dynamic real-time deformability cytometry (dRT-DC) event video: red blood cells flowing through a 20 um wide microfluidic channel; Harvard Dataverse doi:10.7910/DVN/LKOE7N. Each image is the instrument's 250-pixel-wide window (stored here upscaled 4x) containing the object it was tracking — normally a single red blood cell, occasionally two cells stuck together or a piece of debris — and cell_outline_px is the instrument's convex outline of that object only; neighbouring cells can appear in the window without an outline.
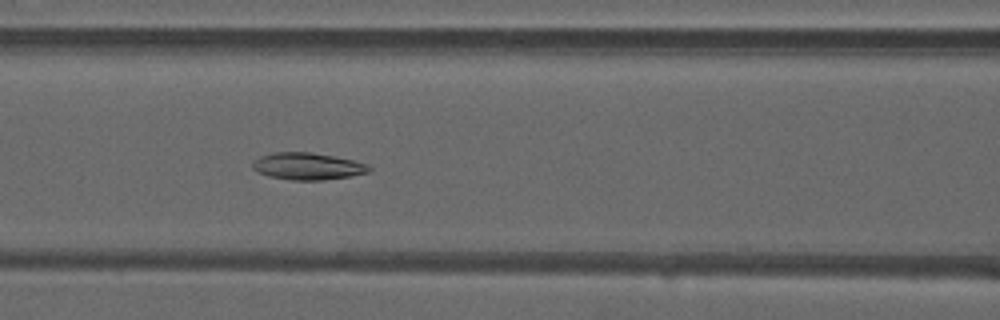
{"species": "common noctule bat (a hibernating species)", "species_latin": "Nyctalus noctula", "temperature_condition": "warm", "stored_images_in_passage": 51, "camera_frame_rate_fps": 3000, "um_per_image_px": 0.085, "animal": {"sex": "male", "forearm_length_mm": 52.5}, "frame": {"image": 1, "passage_image": 23, "time_ms": 7.333, "image_size_px": [1000, 320], "cell_outline_px": [[372, 168], [368, 172], [348, 176], [324, 180], [292, 180], [268, 176], [256, 172], [252, 168], [252, 164], [260, 156], [272, 152], [308, 152], [332, 156], [352, 160], [368, 164]], "centroid_in_image_um": [26.11, 14.13], "position_along_channel_um": 140.5, "area_um2": 18.21}}
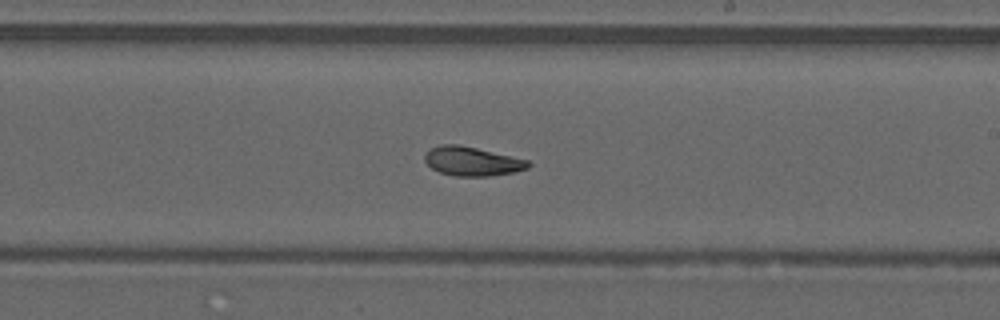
{"frame": {"image": 2, "passage_image": 31, "time_ms": 10.0, "image_size_px": [1000, 320], "cell_outline_px": [[532, 164], [528, 168], [512, 172], [488, 176], [452, 176], [440, 172], [432, 168], [424, 160], [424, 152], [440, 144], [460, 144], [528, 160]], "centroid_in_image_um": [40.09, 13.7], "position_along_channel_um": 248.9, "area_um2": 17.51}}
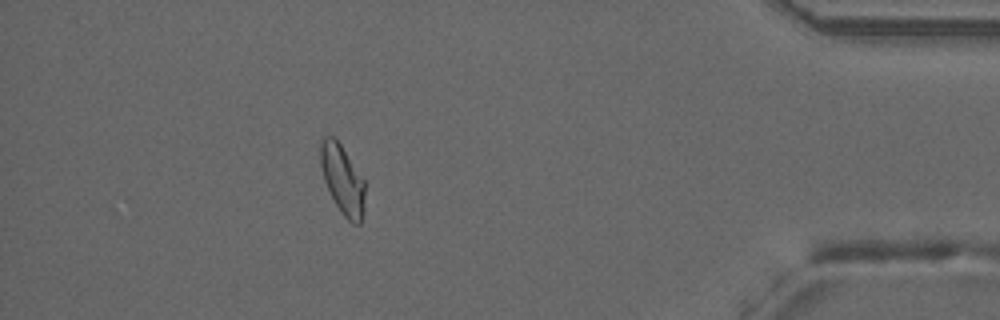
{"frame": {"image": 3, "passage_image": 46, "time_ms": 15.0, "image_size_px": [1000, 320], "cell_outline_px": [[364, 208], [360, 224], [352, 224], [344, 216], [336, 204], [324, 180], [320, 164], [320, 140], [324, 136], [332, 136], [340, 144], [364, 180]], "centroid_in_image_um": [29.1, 15.26], "position_along_channel_um": 406.1, "area_um2": 17.63}, "authors_computed_cell_mechanics": {"area_um2": 18.496, "velocity_mm_per_s": 4.0828, "shape_relaxation_time_tau1_ms": null, "shape_relaxation_time_tau2_ms": 3.1355, "deformation_change_tau1": null, "deformation_change_tau2": 0.0653}}